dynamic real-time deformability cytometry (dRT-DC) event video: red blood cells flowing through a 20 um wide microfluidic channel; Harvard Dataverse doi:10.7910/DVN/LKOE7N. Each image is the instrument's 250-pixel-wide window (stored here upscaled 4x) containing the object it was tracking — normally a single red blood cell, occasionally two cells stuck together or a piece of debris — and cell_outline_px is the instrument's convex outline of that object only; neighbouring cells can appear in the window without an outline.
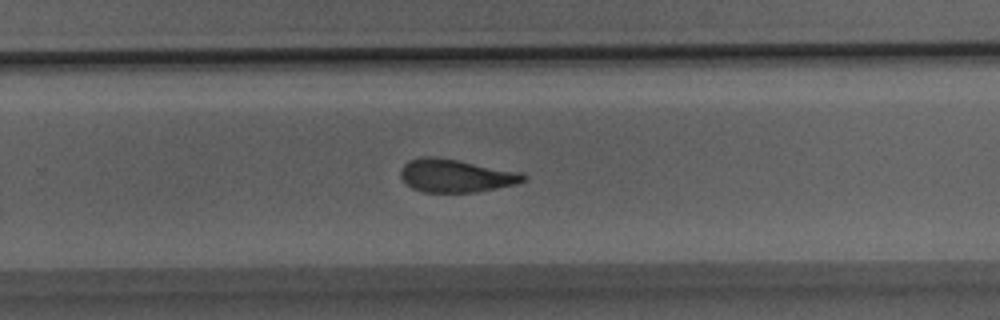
{"species": "Egyptian fruit bat (a non-hibernating species)", "species_latin": "Rousettus aegyptiacus", "temperature_condition": "room temperature", "stored_images_in_passage": 28, "camera_frame_rate_fps": 3000, "um_per_image_px": 0.085, "animal": {"sex": "male"}, "frame": {"image": 1, "passage_image": 20, "time_ms": 6.333, "image_size_px": [1000, 320], "cell_outline_px": [[528, 180], [516, 184], [476, 192], [424, 192], [412, 188], [400, 176], [400, 168], [408, 160], [420, 156], [436, 156], [460, 160], [520, 172], [528, 176]], "centroid_in_image_um": [38.74, 14.92], "position_along_channel_um": 291.1, "area_um2": 23.87}}
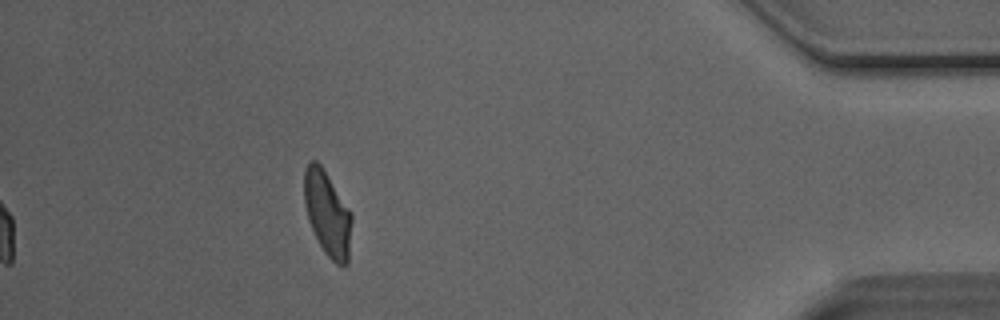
{"frame": {"image": 2, "passage_image": 28, "time_ms": 9.0, "image_size_px": [1000, 320], "cell_outline_px": [[352, 220], [348, 264], [336, 264], [324, 252], [308, 220], [304, 204], [304, 168], [308, 160], [316, 160], [320, 164], [352, 212]], "centroid_in_image_um": [27.82, 18.12], "position_along_channel_um": 407.4, "area_um2": 23.52}}